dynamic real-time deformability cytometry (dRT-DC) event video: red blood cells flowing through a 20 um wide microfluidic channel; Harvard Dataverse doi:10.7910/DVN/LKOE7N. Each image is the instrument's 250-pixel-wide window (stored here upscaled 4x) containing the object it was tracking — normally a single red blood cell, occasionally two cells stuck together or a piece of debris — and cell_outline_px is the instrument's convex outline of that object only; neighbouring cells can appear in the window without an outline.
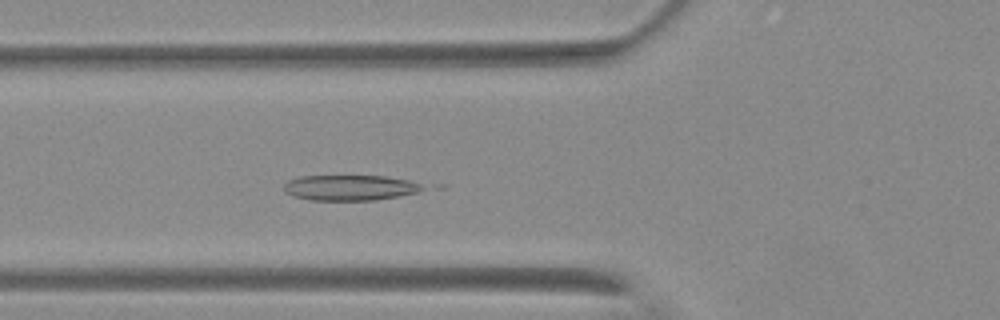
{"species": "Egyptian fruit bat (a non-hibernating species)", "species_latin": "Rousettus aegyptiacus", "temperature_condition": "warm", "stored_images_in_passage": 54, "camera_frame_rate_fps": 3000, "um_per_image_px": 0.085, "animal": {"sex": "female"}, "frame": {"image": 1, "passage_image": 19, "time_ms": 6.0, "image_size_px": [1000, 320], "cell_outline_px": [[424, 188], [416, 192], [400, 196], [376, 200], [312, 200], [292, 196], [284, 192], [284, 184], [288, 180], [300, 176], [384, 176], [408, 180], [420, 184]], "centroid_in_image_um": [29.7, 15.95], "position_along_channel_um": 96.1, "area_um2": 20.52}}
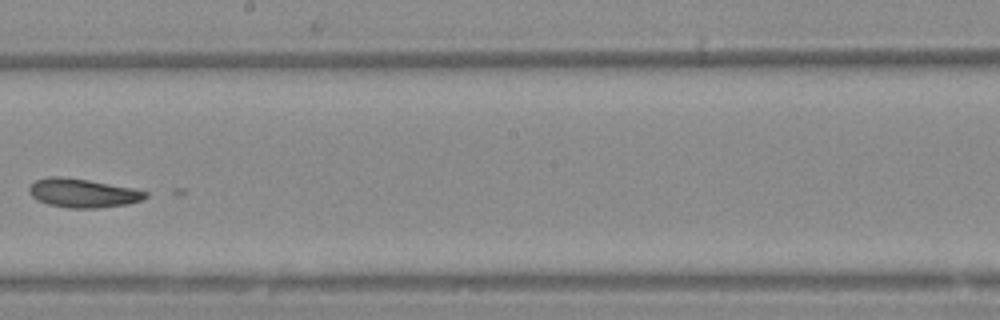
{"frame": {"image": 2, "passage_image": 31, "time_ms": 10.0, "image_size_px": [1000, 320], "cell_outline_px": [[148, 196], [144, 200], [128, 204], [100, 208], [68, 208], [48, 204], [36, 200], [28, 192], [28, 188], [36, 180], [48, 176], [60, 176], [88, 180], [132, 188], [148, 192]], "centroid_in_image_um": [7.04, 16.42], "position_along_channel_um": 241.2, "area_um2": 19.65}}
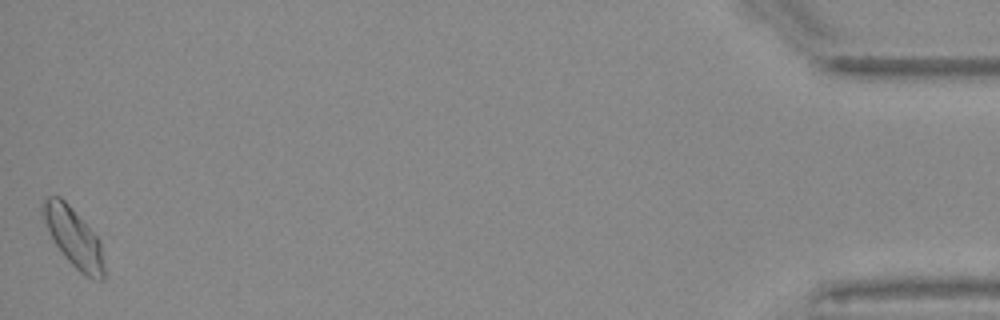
{"frame": {"image": 3, "passage_image": 54, "time_ms": 17.667, "image_size_px": [1000, 320], "cell_outline_px": [[104, 280], [92, 280], [84, 276], [64, 256], [56, 244], [40, 212], [40, 204], [48, 196], [60, 196], [72, 208], [100, 240], [104, 268]], "centroid_in_image_um": [6.26, 20.18], "position_along_channel_um": 428.9, "area_um2": 20.87}}